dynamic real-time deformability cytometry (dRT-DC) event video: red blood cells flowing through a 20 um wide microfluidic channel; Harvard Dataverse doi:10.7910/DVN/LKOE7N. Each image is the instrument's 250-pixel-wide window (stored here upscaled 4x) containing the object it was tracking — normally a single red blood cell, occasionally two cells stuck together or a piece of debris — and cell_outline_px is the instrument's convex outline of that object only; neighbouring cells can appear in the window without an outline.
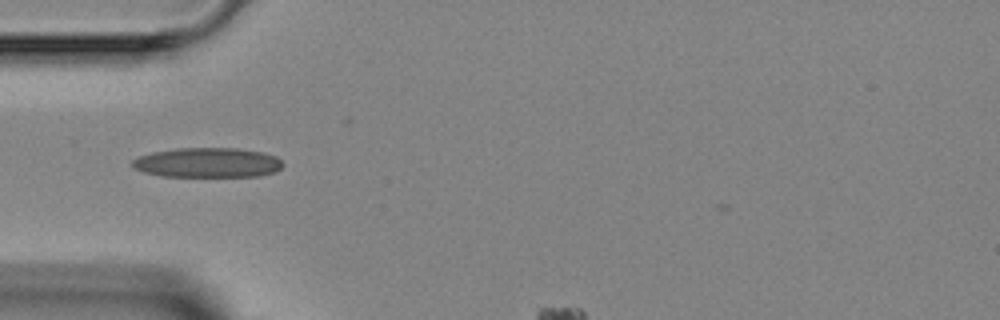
{"species": "Egyptian fruit bat (a non-hibernating species)", "species_latin": "Rousettus aegyptiacus", "temperature_condition": "room temperature", "stored_images_in_passage": 3, "camera_frame_rate_fps": 3000, "um_per_image_px": 0.085, "animal": {"sex": "female"}, "frame": {"image": 1, "passage_image": 2, "time_ms": 1.333, "image_size_px": [1000, 320], "cell_outline_px": [[284, 164], [280, 168], [272, 172], [260, 176], [160, 176], [144, 172], [132, 168], [132, 160], [140, 156], [152, 152], [176, 148], [236, 148], [264, 152], [276, 156]], "centroid_in_image_um": [17.63, 13.82], "position_along_channel_um": 67.4, "area_um2": 26.13}}